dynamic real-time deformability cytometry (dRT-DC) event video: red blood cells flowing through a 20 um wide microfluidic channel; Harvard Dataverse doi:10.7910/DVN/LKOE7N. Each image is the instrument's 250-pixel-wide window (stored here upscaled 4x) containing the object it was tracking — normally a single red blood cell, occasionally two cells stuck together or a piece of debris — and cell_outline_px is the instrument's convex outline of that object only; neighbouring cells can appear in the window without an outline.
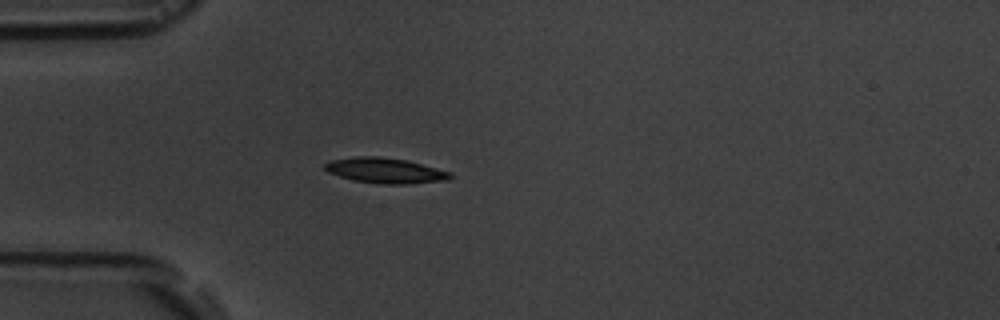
{"species": "common noctule bat (a hibernating species)", "species_latin": "Nyctalus noctula", "temperature_condition": "room temperature", "stored_images_in_passage": 5, "camera_frame_rate_fps": 3000, "um_per_image_px": 0.085, "animal": {"sex": "male", "body_mass_g": 19.5, "forearm_length_mm": 54.6}, "frame": {"image": 1, "passage_image": 5, "time_ms": 4.333, "image_size_px": [1000, 320], "cell_outline_px": [[452, 176], [448, 180], [408, 184], [380, 184], [352, 180], [328, 172], [324, 168], [324, 164], [332, 160], [356, 156], [376, 156], [404, 160], [452, 172]], "centroid_in_image_um": [32.74, 14.5], "position_along_channel_um": 52.3, "area_um2": 18.38}}